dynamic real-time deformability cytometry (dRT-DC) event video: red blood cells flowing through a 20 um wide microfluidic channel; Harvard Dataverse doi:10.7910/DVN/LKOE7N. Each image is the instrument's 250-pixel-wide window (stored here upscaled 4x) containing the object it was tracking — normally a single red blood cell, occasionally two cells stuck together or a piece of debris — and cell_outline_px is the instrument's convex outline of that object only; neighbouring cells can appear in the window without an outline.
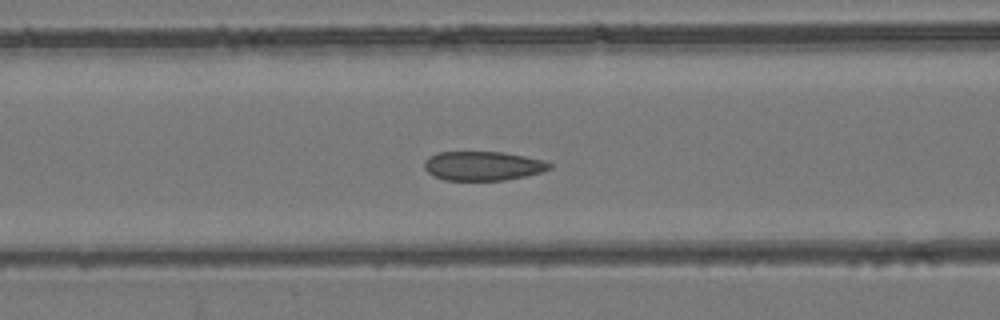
{"species": "common noctule bat (a hibernating species)", "species_latin": "Nyctalus noctula", "temperature_condition": "room temperature", "stored_images_in_passage": 53, "camera_frame_rate_fps": 3000, "um_per_image_px": 0.085, "animal": {"sex": "female", "body_mass_g": 24.6, "forearm_length_mm": 56.2}, "frame": {"image": 1, "passage_image": 22, "time_ms": 7.0, "image_size_px": [1000, 320], "cell_outline_px": [[552, 168], [540, 172], [524, 176], [504, 180], [444, 180], [428, 172], [424, 168], [424, 160], [440, 152], [504, 152], [544, 160], [552, 164]], "centroid_in_image_um": [41.06, 14.1], "position_along_channel_um": 125.5, "area_um2": 21.1}}
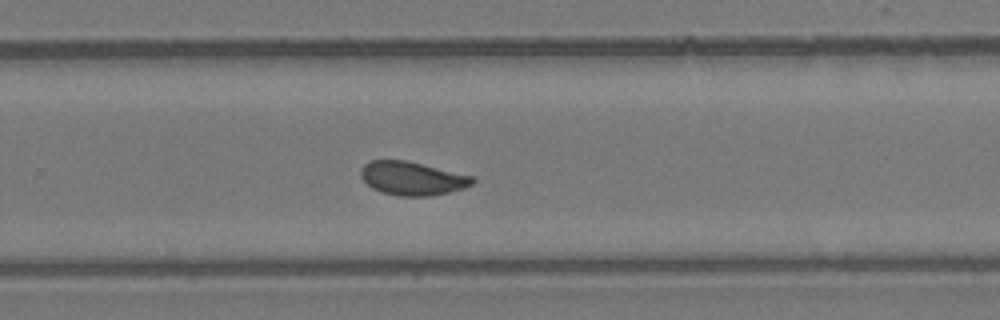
{"frame": {"image": 2, "passage_image": 35, "time_ms": 11.333, "image_size_px": [1000, 320], "cell_outline_px": [[476, 180], [472, 184], [464, 188], [448, 192], [428, 196], [400, 196], [380, 192], [372, 188], [360, 176], [360, 168], [368, 160], [404, 160], [472, 176]], "centroid_in_image_um": [34.99, 15.16], "position_along_channel_um": 294.8, "area_um2": 21.68}}
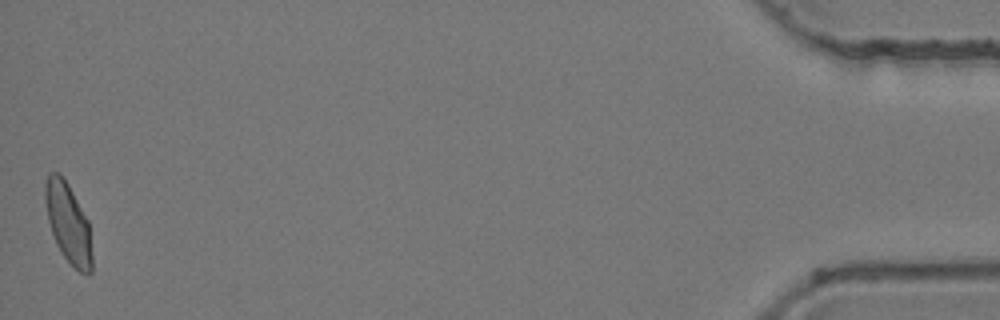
{"frame": {"image": 3, "passage_image": 53, "time_ms": 17.333, "image_size_px": [1000, 320], "cell_outline_px": [[92, 272], [88, 276], [80, 272], [64, 256], [56, 244], [48, 220], [44, 200], [44, 184], [48, 176], [52, 172], [60, 172], [68, 184], [88, 220], [92, 256]], "centroid_in_image_um": [5.79, 18.95], "position_along_channel_um": 429.4, "area_um2": 21.68}, "authors_computed_cell_mechanics": {"area_um2": 21.964, "velocity_mm_per_s": 3.9126, "shape_relaxation_time_tau1_ms": null, "shape_relaxation_time_tau2_ms": 1.1968, "deformation_change_tau1": null, "deformation_change_tau2": 0.0725}}